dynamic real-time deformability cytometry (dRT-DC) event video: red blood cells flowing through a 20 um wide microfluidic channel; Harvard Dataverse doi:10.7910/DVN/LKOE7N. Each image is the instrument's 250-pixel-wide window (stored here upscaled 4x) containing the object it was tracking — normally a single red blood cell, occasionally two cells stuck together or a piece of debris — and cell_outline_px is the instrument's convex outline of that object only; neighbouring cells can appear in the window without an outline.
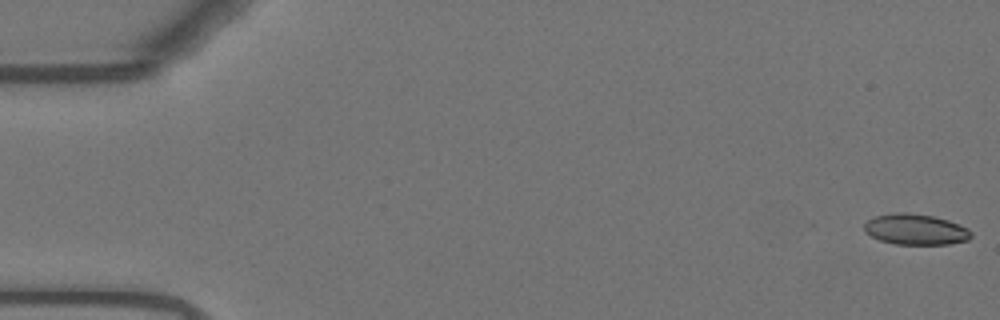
{"species": "Egyptian fruit bat (a non-hibernating species)", "species_latin": "Rousettus aegyptiacus", "temperature_condition": "warm", "stored_images_in_passage": 56, "camera_frame_rate_fps": 3000, "um_per_image_px": 0.085, "animal": {"sex": "female"}, "frame": {"image": 1, "passage_image": 1, "time_ms": 0.0, "image_size_px": [1000, 320], "cell_outline_px": [[972, 236], [968, 240], [948, 244], [896, 244], [880, 240], [864, 232], [864, 224], [872, 216], [896, 212], [908, 212], [932, 216], [948, 220], [960, 224], [968, 228], [972, 232]], "centroid_in_image_um": [77.82, 19.49], "position_along_channel_um": 7.2, "area_um2": 19.31}}
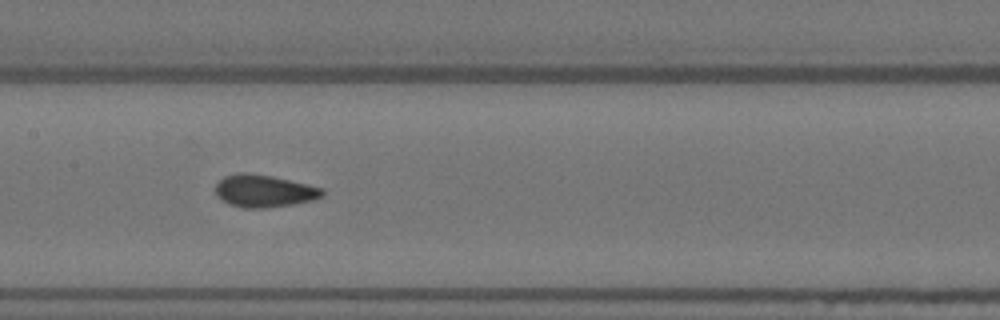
{"frame": {"image": 2, "passage_image": 27, "time_ms": 8.667, "image_size_px": [1000, 320], "cell_outline_px": [[324, 196], [312, 200], [292, 204], [264, 208], [244, 208], [228, 204], [220, 200], [216, 196], [216, 184], [224, 176], [240, 172], [244, 172], [272, 176], [324, 188]], "centroid_in_image_um": [22.42, 16.23], "position_along_channel_um": 185.0, "area_um2": 20.23}}
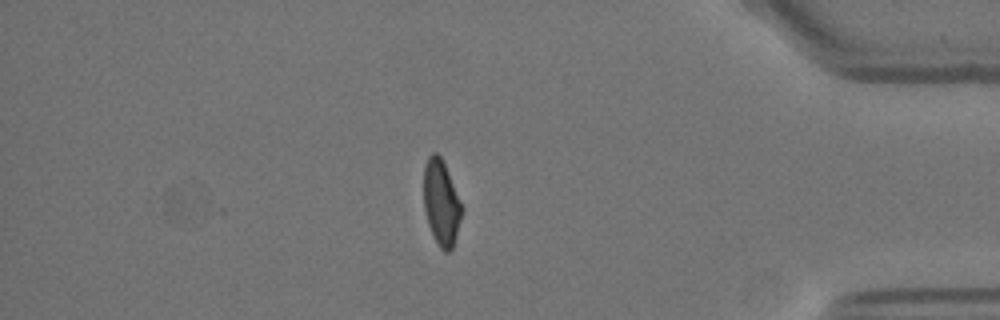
{"frame": {"image": 3, "passage_image": 47, "time_ms": 15.333, "image_size_px": [1000, 320], "cell_outline_px": [[464, 208], [456, 236], [452, 248], [448, 252], [444, 252], [440, 248], [432, 236], [428, 224], [424, 208], [424, 164], [428, 156], [432, 152], [436, 152], [440, 156], [444, 164]], "centroid_in_image_um": [37.5, 17.24], "position_along_channel_um": 397.7, "area_um2": 19.02}, "authors_computed_cell_mechanics": {"area_um2": 19.7676, "velocity_mm_per_s": 3.7178, "shape_relaxation_time_tau1_ms": 5.7325, "shape_relaxation_time_tau2_ms": 1.2991, "deformation_change_tau1": 0.1461, "deformation_change_tau2": 0.0562}}